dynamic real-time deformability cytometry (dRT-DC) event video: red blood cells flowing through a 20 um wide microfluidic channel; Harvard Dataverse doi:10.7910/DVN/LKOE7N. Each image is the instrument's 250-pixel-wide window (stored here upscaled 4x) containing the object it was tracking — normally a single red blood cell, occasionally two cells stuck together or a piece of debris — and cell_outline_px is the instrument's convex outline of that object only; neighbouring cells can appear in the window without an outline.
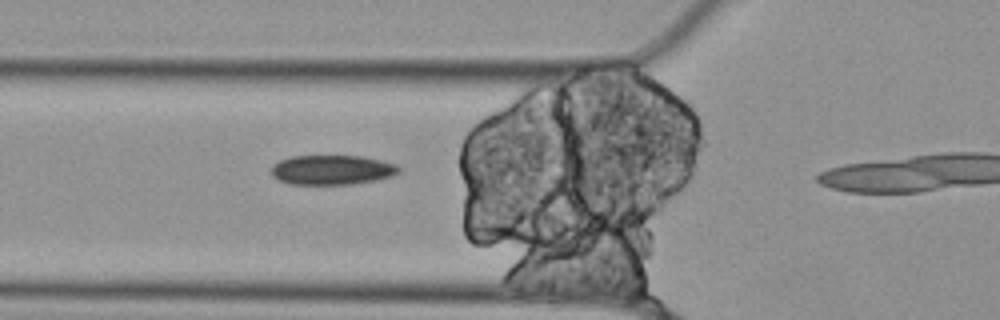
{"species": "Egyptian fruit bat (a non-hibernating species)", "species_latin": "Rousettus aegyptiacus", "temperature_condition": "cold", "stored_images_in_passage": 11, "camera_frame_rate_fps": 3000, "um_per_image_px": 0.085, "animal": {"sex": "female"}, "frame": {"image": 1, "passage_image": 10, "time_ms": 3.0, "image_size_px": [1000, 320], "cell_outline_px": [[400, 172], [392, 176], [376, 180], [352, 184], [292, 184], [280, 180], [272, 176], [272, 164], [280, 160], [292, 156], [364, 156], [396, 164], [400, 168]], "centroid_in_image_um": [28.24, 14.43], "position_along_channel_um": 97.6, "area_um2": 22.02}}